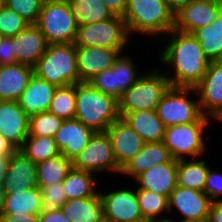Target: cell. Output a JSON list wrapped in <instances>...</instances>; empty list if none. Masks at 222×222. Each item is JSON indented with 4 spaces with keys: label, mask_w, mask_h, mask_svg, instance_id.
I'll return each mask as SVG.
<instances>
[{
    "label": "cell",
    "mask_w": 222,
    "mask_h": 222,
    "mask_svg": "<svg viewBox=\"0 0 222 222\" xmlns=\"http://www.w3.org/2000/svg\"><path fill=\"white\" fill-rule=\"evenodd\" d=\"M136 196L143 219L146 222L168 221L169 218L160 217L162 212L168 210V198L152 191L137 188ZM159 216V217H158ZM158 217V218H157Z\"/></svg>",
    "instance_id": "cell-34"
},
{
    "label": "cell",
    "mask_w": 222,
    "mask_h": 222,
    "mask_svg": "<svg viewBox=\"0 0 222 222\" xmlns=\"http://www.w3.org/2000/svg\"><path fill=\"white\" fill-rule=\"evenodd\" d=\"M209 122H195L184 125L168 126L165 129L164 144L171 152L173 159L200 157L206 150L203 133Z\"/></svg>",
    "instance_id": "cell-9"
},
{
    "label": "cell",
    "mask_w": 222,
    "mask_h": 222,
    "mask_svg": "<svg viewBox=\"0 0 222 222\" xmlns=\"http://www.w3.org/2000/svg\"><path fill=\"white\" fill-rule=\"evenodd\" d=\"M33 69L38 78L56 87L80 82L74 43L48 44Z\"/></svg>",
    "instance_id": "cell-4"
},
{
    "label": "cell",
    "mask_w": 222,
    "mask_h": 222,
    "mask_svg": "<svg viewBox=\"0 0 222 222\" xmlns=\"http://www.w3.org/2000/svg\"><path fill=\"white\" fill-rule=\"evenodd\" d=\"M29 116L18 101L0 100V134L18 150L28 137Z\"/></svg>",
    "instance_id": "cell-18"
},
{
    "label": "cell",
    "mask_w": 222,
    "mask_h": 222,
    "mask_svg": "<svg viewBox=\"0 0 222 222\" xmlns=\"http://www.w3.org/2000/svg\"><path fill=\"white\" fill-rule=\"evenodd\" d=\"M103 2L113 12L114 15L123 17L125 14L127 0H103Z\"/></svg>",
    "instance_id": "cell-45"
},
{
    "label": "cell",
    "mask_w": 222,
    "mask_h": 222,
    "mask_svg": "<svg viewBox=\"0 0 222 222\" xmlns=\"http://www.w3.org/2000/svg\"><path fill=\"white\" fill-rule=\"evenodd\" d=\"M123 49L76 46L80 82H89L96 75L113 66Z\"/></svg>",
    "instance_id": "cell-16"
},
{
    "label": "cell",
    "mask_w": 222,
    "mask_h": 222,
    "mask_svg": "<svg viewBox=\"0 0 222 222\" xmlns=\"http://www.w3.org/2000/svg\"><path fill=\"white\" fill-rule=\"evenodd\" d=\"M36 165L37 185L38 187H44L54 183H62L68 171L72 168V161L60 153Z\"/></svg>",
    "instance_id": "cell-32"
},
{
    "label": "cell",
    "mask_w": 222,
    "mask_h": 222,
    "mask_svg": "<svg viewBox=\"0 0 222 222\" xmlns=\"http://www.w3.org/2000/svg\"><path fill=\"white\" fill-rule=\"evenodd\" d=\"M39 188L42 192V212L59 210L67 202L63 183H54L50 186Z\"/></svg>",
    "instance_id": "cell-40"
},
{
    "label": "cell",
    "mask_w": 222,
    "mask_h": 222,
    "mask_svg": "<svg viewBox=\"0 0 222 222\" xmlns=\"http://www.w3.org/2000/svg\"><path fill=\"white\" fill-rule=\"evenodd\" d=\"M187 159L177 160V185L185 188H192L204 191V185L210 167L205 161H192Z\"/></svg>",
    "instance_id": "cell-31"
},
{
    "label": "cell",
    "mask_w": 222,
    "mask_h": 222,
    "mask_svg": "<svg viewBox=\"0 0 222 222\" xmlns=\"http://www.w3.org/2000/svg\"><path fill=\"white\" fill-rule=\"evenodd\" d=\"M4 5V0H0V8Z\"/></svg>",
    "instance_id": "cell-54"
},
{
    "label": "cell",
    "mask_w": 222,
    "mask_h": 222,
    "mask_svg": "<svg viewBox=\"0 0 222 222\" xmlns=\"http://www.w3.org/2000/svg\"><path fill=\"white\" fill-rule=\"evenodd\" d=\"M95 132L76 118L63 120L54 140L61 154L73 161Z\"/></svg>",
    "instance_id": "cell-20"
},
{
    "label": "cell",
    "mask_w": 222,
    "mask_h": 222,
    "mask_svg": "<svg viewBox=\"0 0 222 222\" xmlns=\"http://www.w3.org/2000/svg\"><path fill=\"white\" fill-rule=\"evenodd\" d=\"M37 186L36 163L17 150L10 157L8 171L2 186L3 194L22 189L27 191Z\"/></svg>",
    "instance_id": "cell-19"
},
{
    "label": "cell",
    "mask_w": 222,
    "mask_h": 222,
    "mask_svg": "<svg viewBox=\"0 0 222 222\" xmlns=\"http://www.w3.org/2000/svg\"><path fill=\"white\" fill-rule=\"evenodd\" d=\"M211 203L203 191L177 185L168 197V210L176 208L182 220L207 219Z\"/></svg>",
    "instance_id": "cell-17"
},
{
    "label": "cell",
    "mask_w": 222,
    "mask_h": 222,
    "mask_svg": "<svg viewBox=\"0 0 222 222\" xmlns=\"http://www.w3.org/2000/svg\"><path fill=\"white\" fill-rule=\"evenodd\" d=\"M17 63L12 37H4L0 45V66Z\"/></svg>",
    "instance_id": "cell-42"
},
{
    "label": "cell",
    "mask_w": 222,
    "mask_h": 222,
    "mask_svg": "<svg viewBox=\"0 0 222 222\" xmlns=\"http://www.w3.org/2000/svg\"><path fill=\"white\" fill-rule=\"evenodd\" d=\"M194 91V87L171 86L166 92L155 110L166 127L211 121L203 115L199 101L190 99L189 94Z\"/></svg>",
    "instance_id": "cell-7"
},
{
    "label": "cell",
    "mask_w": 222,
    "mask_h": 222,
    "mask_svg": "<svg viewBox=\"0 0 222 222\" xmlns=\"http://www.w3.org/2000/svg\"><path fill=\"white\" fill-rule=\"evenodd\" d=\"M128 36L123 17L115 15L106 21L78 25L74 45L124 49L130 39Z\"/></svg>",
    "instance_id": "cell-8"
},
{
    "label": "cell",
    "mask_w": 222,
    "mask_h": 222,
    "mask_svg": "<svg viewBox=\"0 0 222 222\" xmlns=\"http://www.w3.org/2000/svg\"><path fill=\"white\" fill-rule=\"evenodd\" d=\"M130 58L120 54L113 66L92 78L89 81L90 84L95 89L118 100L140 78L139 75L137 76L134 62Z\"/></svg>",
    "instance_id": "cell-11"
},
{
    "label": "cell",
    "mask_w": 222,
    "mask_h": 222,
    "mask_svg": "<svg viewBox=\"0 0 222 222\" xmlns=\"http://www.w3.org/2000/svg\"><path fill=\"white\" fill-rule=\"evenodd\" d=\"M218 122L222 123V115L220 116V118L218 119Z\"/></svg>",
    "instance_id": "cell-55"
},
{
    "label": "cell",
    "mask_w": 222,
    "mask_h": 222,
    "mask_svg": "<svg viewBox=\"0 0 222 222\" xmlns=\"http://www.w3.org/2000/svg\"><path fill=\"white\" fill-rule=\"evenodd\" d=\"M12 39L17 63L31 67L35 66L48 45L44 35L36 25H29Z\"/></svg>",
    "instance_id": "cell-23"
},
{
    "label": "cell",
    "mask_w": 222,
    "mask_h": 222,
    "mask_svg": "<svg viewBox=\"0 0 222 222\" xmlns=\"http://www.w3.org/2000/svg\"><path fill=\"white\" fill-rule=\"evenodd\" d=\"M2 200H3V192L2 188H0V210H1Z\"/></svg>",
    "instance_id": "cell-51"
},
{
    "label": "cell",
    "mask_w": 222,
    "mask_h": 222,
    "mask_svg": "<svg viewBox=\"0 0 222 222\" xmlns=\"http://www.w3.org/2000/svg\"><path fill=\"white\" fill-rule=\"evenodd\" d=\"M19 151L36 164L61 153L54 138L41 136H28Z\"/></svg>",
    "instance_id": "cell-35"
},
{
    "label": "cell",
    "mask_w": 222,
    "mask_h": 222,
    "mask_svg": "<svg viewBox=\"0 0 222 222\" xmlns=\"http://www.w3.org/2000/svg\"><path fill=\"white\" fill-rule=\"evenodd\" d=\"M173 160L171 152L166 148L164 142L145 143L143 148L132 158V160L121 170L122 175H130L136 178L141 173L154 165L167 163Z\"/></svg>",
    "instance_id": "cell-26"
},
{
    "label": "cell",
    "mask_w": 222,
    "mask_h": 222,
    "mask_svg": "<svg viewBox=\"0 0 222 222\" xmlns=\"http://www.w3.org/2000/svg\"><path fill=\"white\" fill-rule=\"evenodd\" d=\"M211 202H222L218 197L222 196V174L209 169L203 191Z\"/></svg>",
    "instance_id": "cell-41"
},
{
    "label": "cell",
    "mask_w": 222,
    "mask_h": 222,
    "mask_svg": "<svg viewBox=\"0 0 222 222\" xmlns=\"http://www.w3.org/2000/svg\"><path fill=\"white\" fill-rule=\"evenodd\" d=\"M123 19L128 33L156 37L174 29L175 12L165 0H127Z\"/></svg>",
    "instance_id": "cell-3"
},
{
    "label": "cell",
    "mask_w": 222,
    "mask_h": 222,
    "mask_svg": "<svg viewBox=\"0 0 222 222\" xmlns=\"http://www.w3.org/2000/svg\"><path fill=\"white\" fill-rule=\"evenodd\" d=\"M192 35L210 62L222 60V10L210 25L197 28Z\"/></svg>",
    "instance_id": "cell-29"
},
{
    "label": "cell",
    "mask_w": 222,
    "mask_h": 222,
    "mask_svg": "<svg viewBox=\"0 0 222 222\" xmlns=\"http://www.w3.org/2000/svg\"><path fill=\"white\" fill-rule=\"evenodd\" d=\"M61 210L71 222H100L103 218L99 193L87 198L69 199Z\"/></svg>",
    "instance_id": "cell-28"
},
{
    "label": "cell",
    "mask_w": 222,
    "mask_h": 222,
    "mask_svg": "<svg viewBox=\"0 0 222 222\" xmlns=\"http://www.w3.org/2000/svg\"><path fill=\"white\" fill-rule=\"evenodd\" d=\"M44 0H4V5L30 25H36Z\"/></svg>",
    "instance_id": "cell-38"
},
{
    "label": "cell",
    "mask_w": 222,
    "mask_h": 222,
    "mask_svg": "<svg viewBox=\"0 0 222 222\" xmlns=\"http://www.w3.org/2000/svg\"><path fill=\"white\" fill-rule=\"evenodd\" d=\"M222 10L219 0H193L175 13L174 29L192 33L197 28L210 25Z\"/></svg>",
    "instance_id": "cell-14"
},
{
    "label": "cell",
    "mask_w": 222,
    "mask_h": 222,
    "mask_svg": "<svg viewBox=\"0 0 222 222\" xmlns=\"http://www.w3.org/2000/svg\"><path fill=\"white\" fill-rule=\"evenodd\" d=\"M99 194L105 219L111 222H146L140 211L136 191L121 189Z\"/></svg>",
    "instance_id": "cell-13"
},
{
    "label": "cell",
    "mask_w": 222,
    "mask_h": 222,
    "mask_svg": "<svg viewBox=\"0 0 222 222\" xmlns=\"http://www.w3.org/2000/svg\"><path fill=\"white\" fill-rule=\"evenodd\" d=\"M72 167L91 173L111 170L121 174L114 158L110 138L105 132H95L86 147L72 161Z\"/></svg>",
    "instance_id": "cell-10"
},
{
    "label": "cell",
    "mask_w": 222,
    "mask_h": 222,
    "mask_svg": "<svg viewBox=\"0 0 222 222\" xmlns=\"http://www.w3.org/2000/svg\"><path fill=\"white\" fill-rule=\"evenodd\" d=\"M139 188L169 197L177 186V160L154 165L135 178Z\"/></svg>",
    "instance_id": "cell-21"
},
{
    "label": "cell",
    "mask_w": 222,
    "mask_h": 222,
    "mask_svg": "<svg viewBox=\"0 0 222 222\" xmlns=\"http://www.w3.org/2000/svg\"><path fill=\"white\" fill-rule=\"evenodd\" d=\"M30 24L6 5L0 8V33L5 37L16 36Z\"/></svg>",
    "instance_id": "cell-39"
},
{
    "label": "cell",
    "mask_w": 222,
    "mask_h": 222,
    "mask_svg": "<svg viewBox=\"0 0 222 222\" xmlns=\"http://www.w3.org/2000/svg\"><path fill=\"white\" fill-rule=\"evenodd\" d=\"M204 116L218 120L222 115V61L208 65L203 79L194 87Z\"/></svg>",
    "instance_id": "cell-12"
},
{
    "label": "cell",
    "mask_w": 222,
    "mask_h": 222,
    "mask_svg": "<svg viewBox=\"0 0 222 222\" xmlns=\"http://www.w3.org/2000/svg\"><path fill=\"white\" fill-rule=\"evenodd\" d=\"M56 89L53 84L33 74L18 103L28 116L48 111Z\"/></svg>",
    "instance_id": "cell-24"
},
{
    "label": "cell",
    "mask_w": 222,
    "mask_h": 222,
    "mask_svg": "<svg viewBox=\"0 0 222 222\" xmlns=\"http://www.w3.org/2000/svg\"><path fill=\"white\" fill-rule=\"evenodd\" d=\"M42 192L37 186L30 190H19L3 194L0 213H28L39 215L42 212Z\"/></svg>",
    "instance_id": "cell-27"
},
{
    "label": "cell",
    "mask_w": 222,
    "mask_h": 222,
    "mask_svg": "<svg viewBox=\"0 0 222 222\" xmlns=\"http://www.w3.org/2000/svg\"><path fill=\"white\" fill-rule=\"evenodd\" d=\"M76 111V84L57 87L48 112L63 120L73 119Z\"/></svg>",
    "instance_id": "cell-36"
},
{
    "label": "cell",
    "mask_w": 222,
    "mask_h": 222,
    "mask_svg": "<svg viewBox=\"0 0 222 222\" xmlns=\"http://www.w3.org/2000/svg\"><path fill=\"white\" fill-rule=\"evenodd\" d=\"M38 222H71L61 209L52 212H41Z\"/></svg>",
    "instance_id": "cell-44"
},
{
    "label": "cell",
    "mask_w": 222,
    "mask_h": 222,
    "mask_svg": "<svg viewBox=\"0 0 222 222\" xmlns=\"http://www.w3.org/2000/svg\"><path fill=\"white\" fill-rule=\"evenodd\" d=\"M167 34L168 43L159 58L175 72L174 76L168 75L167 78L173 87H195L203 79L210 61L192 33L173 29Z\"/></svg>",
    "instance_id": "cell-1"
},
{
    "label": "cell",
    "mask_w": 222,
    "mask_h": 222,
    "mask_svg": "<svg viewBox=\"0 0 222 222\" xmlns=\"http://www.w3.org/2000/svg\"><path fill=\"white\" fill-rule=\"evenodd\" d=\"M4 35L2 34V33H0V45H1V43H2V41H3V39H4Z\"/></svg>",
    "instance_id": "cell-52"
},
{
    "label": "cell",
    "mask_w": 222,
    "mask_h": 222,
    "mask_svg": "<svg viewBox=\"0 0 222 222\" xmlns=\"http://www.w3.org/2000/svg\"><path fill=\"white\" fill-rule=\"evenodd\" d=\"M157 222H172V221H169V220H168V221H157Z\"/></svg>",
    "instance_id": "cell-56"
},
{
    "label": "cell",
    "mask_w": 222,
    "mask_h": 222,
    "mask_svg": "<svg viewBox=\"0 0 222 222\" xmlns=\"http://www.w3.org/2000/svg\"><path fill=\"white\" fill-rule=\"evenodd\" d=\"M18 149L0 134V155L11 156Z\"/></svg>",
    "instance_id": "cell-47"
},
{
    "label": "cell",
    "mask_w": 222,
    "mask_h": 222,
    "mask_svg": "<svg viewBox=\"0 0 222 222\" xmlns=\"http://www.w3.org/2000/svg\"><path fill=\"white\" fill-rule=\"evenodd\" d=\"M39 215L28 213H0V222H38Z\"/></svg>",
    "instance_id": "cell-43"
},
{
    "label": "cell",
    "mask_w": 222,
    "mask_h": 222,
    "mask_svg": "<svg viewBox=\"0 0 222 222\" xmlns=\"http://www.w3.org/2000/svg\"><path fill=\"white\" fill-rule=\"evenodd\" d=\"M119 115L145 143L162 142L164 140L166 126L159 119L155 110H143Z\"/></svg>",
    "instance_id": "cell-25"
},
{
    "label": "cell",
    "mask_w": 222,
    "mask_h": 222,
    "mask_svg": "<svg viewBox=\"0 0 222 222\" xmlns=\"http://www.w3.org/2000/svg\"><path fill=\"white\" fill-rule=\"evenodd\" d=\"M33 74L34 69L29 65L20 63L1 65L0 100L18 101Z\"/></svg>",
    "instance_id": "cell-22"
},
{
    "label": "cell",
    "mask_w": 222,
    "mask_h": 222,
    "mask_svg": "<svg viewBox=\"0 0 222 222\" xmlns=\"http://www.w3.org/2000/svg\"><path fill=\"white\" fill-rule=\"evenodd\" d=\"M100 222H111L110 220H108V219H105L104 217L101 219V221Z\"/></svg>",
    "instance_id": "cell-53"
},
{
    "label": "cell",
    "mask_w": 222,
    "mask_h": 222,
    "mask_svg": "<svg viewBox=\"0 0 222 222\" xmlns=\"http://www.w3.org/2000/svg\"><path fill=\"white\" fill-rule=\"evenodd\" d=\"M78 25L106 21L115 15L103 0H67Z\"/></svg>",
    "instance_id": "cell-30"
},
{
    "label": "cell",
    "mask_w": 222,
    "mask_h": 222,
    "mask_svg": "<svg viewBox=\"0 0 222 222\" xmlns=\"http://www.w3.org/2000/svg\"><path fill=\"white\" fill-rule=\"evenodd\" d=\"M63 119L48 111L29 116L28 136L54 138L61 127Z\"/></svg>",
    "instance_id": "cell-37"
},
{
    "label": "cell",
    "mask_w": 222,
    "mask_h": 222,
    "mask_svg": "<svg viewBox=\"0 0 222 222\" xmlns=\"http://www.w3.org/2000/svg\"><path fill=\"white\" fill-rule=\"evenodd\" d=\"M167 5L177 13L182 7L187 6L193 0H165Z\"/></svg>",
    "instance_id": "cell-49"
},
{
    "label": "cell",
    "mask_w": 222,
    "mask_h": 222,
    "mask_svg": "<svg viewBox=\"0 0 222 222\" xmlns=\"http://www.w3.org/2000/svg\"><path fill=\"white\" fill-rule=\"evenodd\" d=\"M10 157L11 156L0 155V188L3 186V182L8 171Z\"/></svg>",
    "instance_id": "cell-48"
},
{
    "label": "cell",
    "mask_w": 222,
    "mask_h": 222,
    "mask_svg": "<svg viewBox=\"0 0 222 222\" xmlns=\"http://www.w3.org/2000/svg\"><path fill=\"white\" fill-rule=\"evenodd\" d=\"M94 132H105L120 118L118 100L95 89L90 82L76 84L75 117Z\"/></svg>",
    "instance_id": "cell-2"
},
{
    "label": "cell",
    "mask_w": 222,
    "mask_h": 222,
    "mask_svg": "<svg viewBox=\"0 0 222 222\" xmlns=\"http://www.w3.org/2000/svg\"><path fill=\"white\" fill-rule=\"evenodd\" d=\"M114 158L122 170L143 148L145 142L122 118L114 121L107 129Z\"/></svg>",
    "instance_id": "cell-15"
},
{
    "label": "cell",
    "mask_w": 222,
    "mask_h": 222,
    "mask_svg": "<svg viewBox=\"0 0 222 222\" xmlns=\"http://www.w3.org/2000/svg\"><path fill=\"white\" fill-rule=\"evenodd\" d=\"M207 222H222V202H212Z\"/></svg>",
    "instance_id": "cell-46"
},
{
    "label": "cell",
    "mask_w": 222,
    "mask_h": 222,
    "mask_svg": "<svg viewBox=\"0 0 222 222\" xmlns=\"http://www.w3.org/2000/svg\"><path fill=\"white\" fill-rule=\"evenodd\" d=\"M167 75L157 70L140 75V78L118 99L119 114L156 110L159 102L172 86Z\"/></svg>",
    "instance_id": "cell-5"
},
{
    "label": "cell",
    "mask_w": 222,
    "mask_h": 222,
    "mask_svg": "<svg viewBox=\"0 0 222 222\" xmlns=\"http://www.w3.org/2000/svg\"><path fill=\"white\" fill-rule=\"evenodd\" d=\"M36 26L47 44L74 43L78 24L67 0H44Z\"/></svg>",
    "instance_id": "cell-6"
},
{
    "label": "cell",
    "mask_w": 222,
    "mask_h": 222,
    "mask_svg": "<svg viewBox=\"0 0 222 222\" xmlns=\"http://www.w3.org/2000/svg\"><path fill=\"white\" fill-rule=\"evenodd\" d=\"M92 174L91 172L79 170L74 167L68 171L62 182L67 200L87 198L98 193L95 190L97 181Z\"/></svg>",
    "instance_id": "cell-33"
},
{
    "label": "cell",
    "mask_w": 222,
    "mask_h": 222,
    "mask_svg": "<svg viewBox=\"0 0 222 222\" xmlns=\"http://www.w3.org/2000/svg\"><path fill=\"white\" fill-rule=\"evenodd\" d=\"M169 221L175 222L172 219ZM180 222H207V219H187V220H180Z\"/></svg>",
    "instance_id": "cell-50"
}]
</instances>
